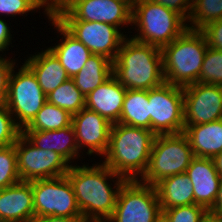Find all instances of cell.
I'll return each instance as SVG.
<instances>
[{
  "instance_id": "obj_23",
  "label": "cell",
  "mask_w": 222,
  "mask_h": 222,
  "mask_svg": "<svg viewBox=\"0 0 222 222\" xmlns=\"http://www.w3.org/2000/svg\"><path fill=\"white\" fill-rule=\"evenodd\" d=\"M155 187L161 209L194 204V188L185 172L166 177Z\"/></svg>"
},
{
  "instance_id": "obj_18",
  "label": "cell",
  "mask_w": 222,
  "mask_h": 222,
  "mask_svg": "<svg viewBox=\"0 0 222 222\" xmlns=\"http://www.w3.org/2000/svg\"><path fill=\"white\" fill-rule=\"evenodd\" d=\"M127 89L112 75L85 98V108L97 112L111 124L118 123Z\"/></svg>"
},
{
  "instance_id": "obj_24",
  "label": "cell",
  "mask_w": 222,
  "mask_h": 222,
  "mask_svg": "<svg viewBox=\"0 0 222 222\" xmlns=\"http://www.w3.org/2000/svg\"><path fill=\"white\" fill-rule=\"evenodd\" d=\"M113 75V62L107 57L92 54L83 68L72 78L86 97Z\"/></svg>"
},
{
  "instance_id": "obj_29",
  "label": "cell",
  "mask_w": 222,
  "mask_h": 222,
  "mask_svg": "<svg viewBox=\"0 0 222 222\" xmlns=\"http://www.w3.org/2000/svg\"><path fill=\"white\" fill-rule=\"evenodd\" d=\"M198 82L222 86V50L208 46Z\"/></svg>"
},
{
  "instance_id": "obj_20",
  "label": "cell",
  "mask_w": 222,
  "mask_h": 222,
  "mask_svg": "<svg viewBox=\"0 0 222 222\" xmlns=\"http://www.w3.org/2000/svg\"><path fill=\"white\" fill-rule=\"evenodd\" d=\"M22 134L34 146L57 152L69 164L74 158L80 157L72 125L53 131H22Z\"/></svg>"
},
{
  "instance_id": "obj_19",
  "label": "cell",
  "mask_w": 222,
  "mask_h": 222,
  "mask_svg": "<svg viewBox=\"0 0 222 222\" xmlns=\"http://www.w3.org/2000/svg\"><path fill=\"white\" fill-rule=\"evenodd\" d=\"M50 19V20H49ZM49 21L56 27L62 36L61 43L49 49L59 59L60 64L66 70L68 76L73 78L85 65L92 55L91 51L75 37H73L53 16H49Z\"/></svg>"
},
{
  "instance_id": "obj_15",
  "label": "cell",
  "mask_w": 222,
  "mask_h": 222,
  "mask_svg": "<svg viewBox=\"0 0 222 222\" xmlns=\"http://www.w3.org/2000/svg\"><path fill=\"white\" fill-rule=\"evenodd\" d=\"M72 127L76 143L80 149L87 147L88 155L97 153L104 156L109 145V135L112 124L97 112L83 108L72 115ZM84 146V147H83Z\"/></svg>"
},
{
  "instance_id": "obj_16",
  "label": "cell",
  "mask_w": 222,
  "mask_h": 222,
  "mask_svg": "<svg viewBox=\"0 0 222 222\" xmlns=\"http://www.w3.org/2000/svg\"><path fill=\"white\" fill-rule=\"evenodd\" d=\"M185 173L194 188V204L203 206L209 212L214 206L221 180L213 159L194 157Z\"/></svg>"
},
{
  "instance_id": "obj_8",
  "label": "cell",
  "mask_w": 222,
  "mask_h": 222,
  "mask_svg": "<svg viewBox=\"0 0 222 222\" xmlns=\"http://www.w3.org/2000/svg\"><path fill=\"white\" fill-rule=\"evenodd\" d=\"M162 216L155 186L126 180L118 193L112 216L106 222H156Z\"/></svg>"
},
{
  "instance_id": "obj_1",
  "label": "cell",
  "mask_w": 222,
  "mask_h": 222,
  "mask_svg": "<svg viewBox=\"0 0 222 222\" xmlns=\"http://www.w3.org/2000/svg\"><path fill=\"white\" fill-rule=\"evenodd\" d=\"M85 222H106L113 214L117 196L126 181L104 163L88 167L70 165L66 173ZM115 179L114 190L108 179Z\"/></svg>"
},
{
  "instance_id": "obj_42",
  "label": "cell",
  "mask_w": 222,
  "mask_h": 222,
  "mask_svg": "<svg viewBox=\"0 0 222 222\" xmlns=\"http://www.w3.org/2000/svg\"><path fill=\"white\" fill-rule=\"evenodd\" d=\"M201 222H222V218L214 216L208 212Z\"/></svg>"
},
{
  "instance_id": "obj_2",
  "label": "cell",
  "mask_w": 222,
  "mask_h": 222,
  "mask_svg": "<svg viewBox=\"0 0 222 222\" xmlns=\"http://www.w3.org/2000/svg\"><path fill=\"white\" fill-rule=\"evenodd\" d=\"M155 136L145 128L112 124L103 163L126 180H138L146 171Z\"/></svg>"
},
{
  "instance_id": "obj_43",
  "label": "cell",
  "mask_w": 222,
  "mask_h": 222,
  "mask_svg": "<svg viewBox=\"0 0 222 222\" xmlns=\"http://www.w3.org/2000/svg\"><path fill=\"white\" fill-rule=\"evenodd\" d=\"M156 222H167V221L163 216H161Z\"/></svg>"
},
{
  "instance_id": "obj_37",
  "label": "cell",
  "mask_w": 222,
  "mask_h": 222,
  "mask_svg": "<svg viewBox=\"0 0 222 222\" xmlns=\"http://www.w3.org/2000/svg\"><path fill=\"white\" fill-rule=\"evenodd\" d=\"M71 0H43V7L45 14L53 16L59 9L65 7Z\"/></svg>"
},
{
  "instance_id": "obj_12",
  "label": "cell",
  "mask_w": 222,
  "mask_h": 222,
  "mask_svg": "<svg viewBox=\"0 0 222 222\" xmlns=\"http://www.w3.org/2000/svg\"><path fill=\"white\" fill-rule=\"evenodd\" d=\"M15 151L21 181L60 177L70 168L57 152L34 146L22 133L15 142Z\"/></svg>"
},
{
  "instance_id": "obj_33",
  "label": "cell",
  "mask_w": 222,
  "mask_h": 222,
  "mask_svg": "<svg viewBox=\"0 0 222 222\" xmlns=\"http://www.w3.org/2000/svg\"><path fill=\"white\" fill-rule=\"evenodd\" d=\"M41 6L35 0H0V14L16 16L34 11Z\"/></svg>"
},
{
  "instance_id": "obj_34",
  "label": "cell",
  "mask_w": 222,
  "mask_h": 222,
  "mask_svg": "<svg viewBox=\"0 0 222 222\" xmlns=\"http://www.w3.org/2000/svg\"><path fill=\"white\" fill-rule=\"evenodd\" d=\"M201 31L206 37L208 46L222 50V19L208 23Z\"/></svg>"
},
{
  "instance_id": "obj_14",
  "label": "cell",
  "mask_w": 222,
  "mask_h": 222,
  "mask_svg": "<svg viewBox=\"0 0 222 222\" xmlns=\"http://www.w3.org/2000/svg\"><path fill=\"white\" fill-rule=\"evenodd\" d=\"M183 91L185 126L222 119V86L197 82L183 87Z\"/></svg>"
},
{
  "instance_id": "obj_41",
  "label": "cell",
  "mask_w": 222,
  "mask_h": 222,
  "mask_svg": "<svg viewBox=\"0 0 222 222\" xmlns=\"http://www.w3.org/2000/svg\"><path fill=\"white\" fill-rule=\"evenodd\" d=\"M215 168L222 178V151L213 158Z\"/></svg>"
},
{
  "instance_id": "obj_30",
  "label": "cell",
  "mask_w": 222,
  "mask_h": 222,
  "mask_svg": "<svg viewBox=\"0 0 222 222\" xmlns=\"http://www.w3.org/2000/svg\"><path fill=\"white\" fill-rule=\"evenodd\" d=\"M15 144L0 148V189L20 182Z\"/></svg>"
},
{
  "instance_id": "obj_36",
  "label": "cell",
  "mask_w": 222,
  "mask_h": 222,
  "mask_svg": "<svg viewBox=\"0 0 222 222\" xmlns=\"http://www.w3.org/2000/svg\"><path fill=\"white\" fill-rule=\"evenodd\" d=\"M155 3L170 8L186 20L189 19L194 0H153Z\"/></svg>"
},
{
  "instance_id": "obj_28",
  "label": "cell",
  "mask_w": 222,
  "mask_h": 222,
  "mask_svg": "<svg viewBox=\"0 0 222 222\" xmlns=\"http://www.w3.org/2000/svg\"><path fill=\"white\" fill-rule=\"evenodd\" d=\"M222 19V0H194L188 28L201 30L208 23Z\"/></svg>"
},
{
  "instance_id": "obj_13",
  "label": "cell",
  "mask_w": 222,
  "mask_h": 222,
  "mask_svg": "<svg viewBox=\"0 0 222 222\" xmlns=\"http://www.w3.org/2000/svg\"><path fill=\"white\" fill-rule=\"evenodd\" d=\"M73 37L82 42L92 54L107 57L112 62L126 35L118 27L103 22L57 20Z\"/></svg>"
},
{
  "instance_id": "obj_4",
  "label": "cell",
  "mask_w": 222,
  "mask_h": 222,
  "mask_svg": "<svg viewBox=\"0 0 222 222\" xmlns=\"http://www.w3.org/2000/svg\"><path fill=\"white\" fill-rule=\"evenodd\" d=\"M208 43L201 30L187 28L161 49L165 82L185 87L199 81Z\"/></svg>"
},
{
  "instance_id": "obj_25",
  "label": "cell",
  "mask_w": 222,
  "mask_h": 222,
  "mask_svg": "<svg viewBox=\"0 0 222 222\" xmlns=\"http://www.w3.org/2000/svg\"><path fill=\"white\" fill-rule=\"evenodd\" d=\"M118 123L150 130L148 90L127 89Z\"/></svg>"
},
{
  "instance_id": "obj_21",
  "label": "cell",
  "mask_w": 222,
  "mask_h": 222,
  "mask_svg": "<svg viewBox=\"0 0 222 222\" xmlns=\"http://www.w3.org/2000/svg\"><path fill=\"white\" fill-rule=\"evenodd\" d=\"M24 63L33 71L38 84L46 95L70 78L59 59L49 48L31 55Z\"/></svg>"
},
{
  "instance_id": "obj_26",
  "label": "cell",
  "mask_w": 222,
  "mask_h": 222,
  "mask_svg": "<svg viewBox=\"0 0 222 222\" xmlns=\"http://www.w3.org/2000/svg\"><path fill=\"white\" fill-rule=\"evenodd\" d=\"M72 124V115L48 101L22 131H53Z\"/></svg>"
},
{
  "instance_id": "obj_35",
  "label": "cell",
  "mask_w": 222,
  "mask_h": 222,
  "mask_svg": "<svg viewBox=\"0 0 222 222\" xmlns=\"http://www.w3.org/2000/svg\"><path fill=\"white\" fill-rule=\"evenodd\" d=\"M15 63L11 58H2L0 55V103H5L9 77L14 65H16Z\"/></svg>"
},
{
  "instance_id": "obj_44",
  "label": "cell",
  "mask_w": 222,
  "mask_h": 222,
  "mask_svg": "<svg viewBox=\"0 0 222 222\" xmlns=\"http://www.w3.org/2000/svg\"><path fill=\"white\" fill-rule=\"evenodd\" d=\"M43 8V0H35Z\"/></svg>"
},
{
  "instance_id": "obj_38",
  "label": "cell",
  "mask_w": 222,
  "mask_h": 222,
  "mask_svg": "<svg viewBox=\"0 0 222 222\" xmlns=\"http://www.w3.org/2000/svg\"><path fill=\"white\" fill-rule=\"evenodd\" d=\"M7 23L0 18V51H5L11 43L12 34Z\"/></svg>"
},
{
  "instance_id": "obj_27",
  "label": "cell",
  "mask_w": 222,
  "mask_h": 222,
  "mask_svg": "<svg viewBox=\"0 0 222 222\" xmlns=\"http://www.w3.org/2000/svg\"><path fill=\"white\" fill-rule=\"evenodd\" d=\"M85 98L83 93L76 87L72 78H69L47 95L49 103L68 111L71 115L85 108Z\"/></svg>"
},
{
  "instance_id": "obj_17",
  "label": "cell",
  "mask_w": 222,
  "mask_h": 222,
  "mask_svg": "<svg viewBox=\"0 0 222 222\" xmlns=\"http://www.w3.org/2000/svg\"><path fill=\"white\" fill-rule=\"evenodd\" d=\"M0 217L3 222H31L34 219L31 181H20L0 189Z\"/></svg>"
},
{
  "instance_id": "obj_5",
  "label": "cell",
  "mask_w": 222,
  "mask_h": 222,
  "mask_svg": "<svg viewBox=\"0 0 222 222\" xmlns=\"http://www.w3.org/2000/svg\"><path fill=\"white\" fill-rule=\"evenodd\" d=\"M186 22L182 15L153 0H135L132 4V24L138 27L139 35L131 38L162 49L188 28Z\"/></svg>"
},
{
  "instance_id": "obj_3",
  "label": "cell",
  "mask_w": 222,
  "mask_h": 222,
  "mask_svg": "<svg viewBox=\"0 0 222 222\" xmlns=\"http://www.w3.org/2000/svg\"><path fill=\"white\" fill-rule=\"evenodd\" d=\"M113 75L126 88L150 90L165 83L161 49L125 38L113 61Z\"/></svg>"
},
{
  "instance_id": "obj_7",
  "label": "cell",
  "mask_w": 222,
  "mask_h": 222,
  "mask_svg": "<svg viewBox=\"0 0 222 222\" xmlns=\"http://www.w3.org/2000/svg\"><path fill=\"white\" fill-rule=\"evenodd\" d=\"M14 68L15 66L9 77L5 105L12 116L17 117L14 119L15 123L23 130L47 102V95L38 84L33 71L25 63L16 73Z\"/></svg>"
},
{
  "instance_id": "obj_9",
  "label": "cell",
  "mask_w": 222,
  "mask_h": 222,
  "mask_svg": "<svg viewBox=\"0 0 222 222\" xmlns=\"http://www.w3.org/2000/svg\"><path fill=\"white\" fill-rule=\"evenodd\" d=\"M35 217L83 218L66 175L31 181Z\"/></svg>"
},
{
  "instance_id": "obj_31",
  "label": "cell",
  "mask_w": 222,
  "mask_h": 222,
  "mask_svg": "<svg viewBox=\"0 0 222 222\" xmlns=\"http://www.w3.org/2000/svg\"><path fill=\"white\" fill-rule=\"evenodd\" d=\"M207 213L203 206L197 204L162 209V216L167 222H201Z\"/></svg>"
},
{
  "instance_id": "obj_39",
  "label": "cell",
  "mask_w": 222,
  "mask_h": 222,
  "mask_svg": "<svg viewBox=\"0 0 222 222\" xmlns=\"http://www.w3.org/2000/svg\"><path fill=\"white\" fill-rule=\"evenodd\" d=\"M31 222H85L83 218H70V217H34Z\"/></svg>"
},
{
  "instance_id": "obj_22",
  "label": "cell",
  "mask_w": 222,
  "mask_h": 222,
  "mask_svg": "<svg viewBox=\"0 0 222 222\" xmlns=\"http://www.w3.org/2000/svg\"><path fill=\"white\" fill-rule=\"evenodd\" d=\"M194 157L214 158L222 151V119L194 126H185Z\"/></svg>"
},
{
  "instance_id": "obj_40",
  "label": "cell",
  "mask_w": 222,
  "mask_h": 222,
  "mask_svg": "<svg viewBox=\"0 0 222 222\" xmlns=\"http://www.w3.org/2000/svg\"><path fill=\"white\" fill-rule=\"evenodd\" d=\"M210 214L222 218V178L219 184V191L214 206L209 211Z\"/></svg>"
},
{
  "instance_id": "obj_10",
  "label": "cell",
  "mask_w": 222,
  "mask_h": 222,
  "mask_svg": "<svg viewBox=\"0 0 222 222\" xmlns=\"http://www.w3.org/2000/svg\"><path fill=\"white\" fill-rule=\"evenodd\" d=\"M150 130L155 135L176 134L184 131L183 87L163 83L148 90Z\"/></svg>"
},
{
  "instance_id": "obj_6",
  "label": "cell",
  "mask_w": 222,
  "mask_h": 222,
  "mask_svg": "<svg viewBox=\"0 0 222 222\" xmlns=\"http://www.w3.org/2000/svg\"><path fill=\"white\" fill-rule=\"evenodd\" d=\"M194 158L188 138L181 133L156 135L140 182L155 186L162 179L186 172Z\"/></svg>"
},
{
  "instance_id": "obj_11",
  "label": "cell",
  "mask_w": 222,
  "mask_h": 222,
  "mask_svg": "<svg viewBox=\"0 0 222 222\" xmlns=\"http://www.w3.org/2000/svg\"><path fill=\"white\" fill-rule=\"evenodd\" d=\"M132 4L130 0H71L53 17L56 20L103 22L121 29V25H132Z\"/></svg>"
},
{
  "instance_id": "obj_32",
  "label": "cell",
  "mask_w": 222,
  "mask_h": 222,
  "mask_svg": "<svg viewBox=\"0 0 222 222\" xmlns=\"http://www.w3.org/2000/svg\"><path fill=\"white\" fill-rule=\"evenodd\" d=\"M5 103H0V148L15 144L22 130Z\"/></svg>"
}]
</instances>
